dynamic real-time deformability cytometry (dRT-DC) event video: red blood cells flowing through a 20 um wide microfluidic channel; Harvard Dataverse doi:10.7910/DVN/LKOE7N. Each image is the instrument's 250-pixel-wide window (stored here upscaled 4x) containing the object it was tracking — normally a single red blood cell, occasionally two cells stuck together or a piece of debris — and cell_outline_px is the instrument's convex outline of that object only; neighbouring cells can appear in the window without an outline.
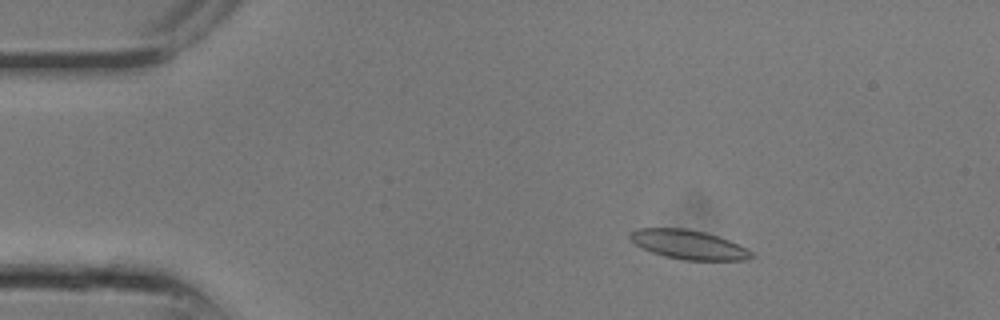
{"species": "common noctule bat (a hibernating species)", "species_latin": "Nyctalus noctula", "temperature_condition": "room temperature", "stored_images_in_passage": 11, "camera_frame_rate_fps": 3000, "um_per_image_px": 0.085, "animal": {"sex": "male", "body_mass_g": 13.3}, "frame": {"image": 1, "passage_image": 4, "time_ms": 1.0, "image_size_px": [1000, 320], "cell_outline_px": [[756, 256], [748, 260], [684, 260], [664, 256], [652, 252], [636, 244], [628, 236], [628, 232], [636, 228], [684, 228], [704, 232], [728, 240], [752, 252]], "centroid_in_image_um": [58.5, 20.79], "position_along_channel_um": 26.5, "area_um2": 20.46}}